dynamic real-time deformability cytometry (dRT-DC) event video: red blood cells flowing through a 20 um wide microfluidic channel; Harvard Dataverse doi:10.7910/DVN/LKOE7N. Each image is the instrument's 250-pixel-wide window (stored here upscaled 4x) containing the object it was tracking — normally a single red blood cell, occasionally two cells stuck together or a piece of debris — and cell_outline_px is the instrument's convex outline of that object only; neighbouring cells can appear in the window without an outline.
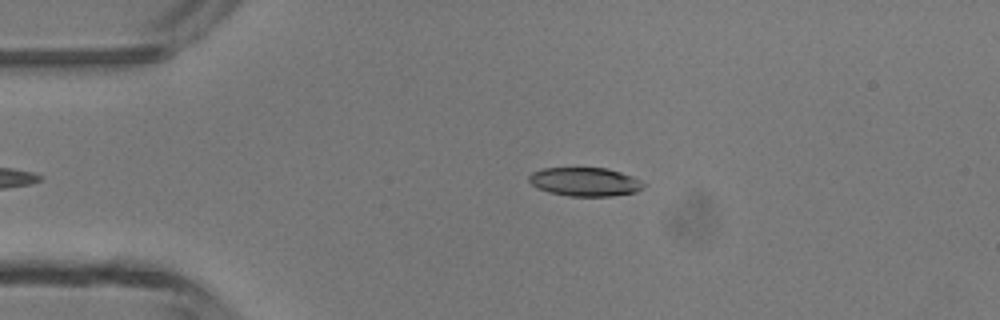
{"species": "common noctule bat (a hibernating species)", "species_latin": "Nyctalus noctula", "temperature_condition": "room temperature", "stored_images_in_passage": 3, "camera_frame_rate_fps": 3000, "um_per_image_px": 0.085, "animal": {"sex": "male", "body_mass_g": 13.3}, "frame": {"image": 1, "passage_image": 3, "time_ms": 2.333, "image_size_px": [1000, 320], "cell_outline_px": [[644, 188], [636, 192], [612, 196], [568, 196], [548, 192], [536, 188], [528, 180], [528, 176], [532, 172], [544, 168], [608, 168], [632, 176], [640, 180], [644, 184]], "centroid_in_image_um": [49.71, 15.46], "position_along_channel_um": 35.3, "area_um2": 19.25}}